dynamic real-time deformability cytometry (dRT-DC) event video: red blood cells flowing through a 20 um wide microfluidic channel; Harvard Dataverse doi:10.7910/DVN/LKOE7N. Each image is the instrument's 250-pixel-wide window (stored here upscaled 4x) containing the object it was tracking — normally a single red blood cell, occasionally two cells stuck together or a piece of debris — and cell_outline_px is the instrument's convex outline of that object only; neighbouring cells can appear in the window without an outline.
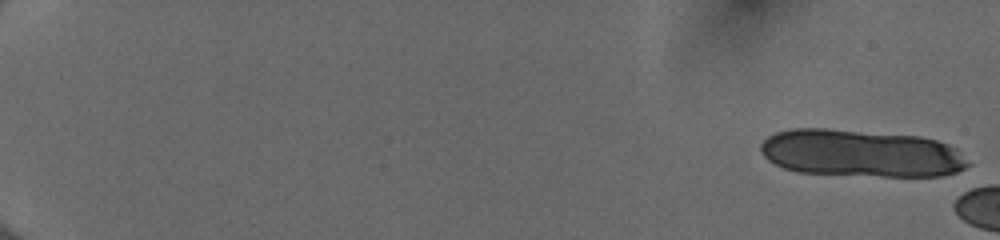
{"species": "human", "species_latin": "Homo sapiens", "temperature_condition": "cold", "stored_images_in_passage": 13, "camera_frame_rate_fps": 3000, "um_per_image_px": 0.085, "donor": {"sex": "female"}, "frame": {"image": 1, "passage_image": 1, "time_ms": 0.0, "image_size_px": [1000, 240], "cell_outline_px": [[972, 164], [956, 172], [944, 176], [880, 176], [796, 172], [784, 168], [768, 160], [760, 152], [760, 144], [768, 136], [776, 132], [792, 128], [824, 128], [920, 136], [936, 140], [948, 144], [956, 148]], "centroid_in_image_um": [73.19, 13.03], "position_along_channel_um": 11.8, "area_um2": 57.45}}